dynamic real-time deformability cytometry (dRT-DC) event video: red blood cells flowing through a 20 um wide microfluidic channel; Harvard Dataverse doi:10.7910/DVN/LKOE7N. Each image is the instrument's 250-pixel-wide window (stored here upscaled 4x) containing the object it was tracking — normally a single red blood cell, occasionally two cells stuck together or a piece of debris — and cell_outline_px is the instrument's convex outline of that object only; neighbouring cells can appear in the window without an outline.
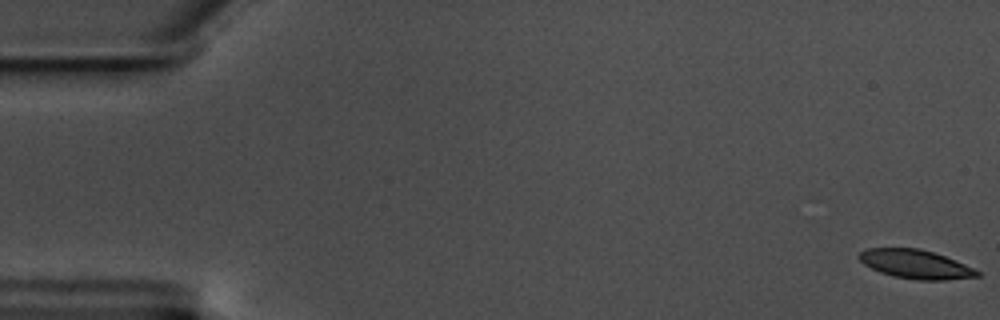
{"species": "common noctule bat (a hibernating species)", "species_latin": "Nyctalus noctula", "temperature_condition": "warm", "stored_images_in_passage": 59, "camera_frame_rate_fps": 3000, "um_per_image_px": 0.085, "animal": {"sex": "male", "body_mass_g": 17.5, "forearm_length_mm": 52.3}, "frame": {"image": 1, "passage_image": 1, "time_ms": 0.0, "image_size_px": [1000, 320], "cell_outline_px": [[980, 276], [944, 280], [916, 280], [892, 276], [880, 272], [864, 264], [856, 256], [860, 252], [868, 248], [920, 248], [944, 256], [964, 264], [980, 272]], "centroid_in_image_um": [77.79, 22.46], "position_along_channel_um": 7.2, "area_um2": 19.71}}
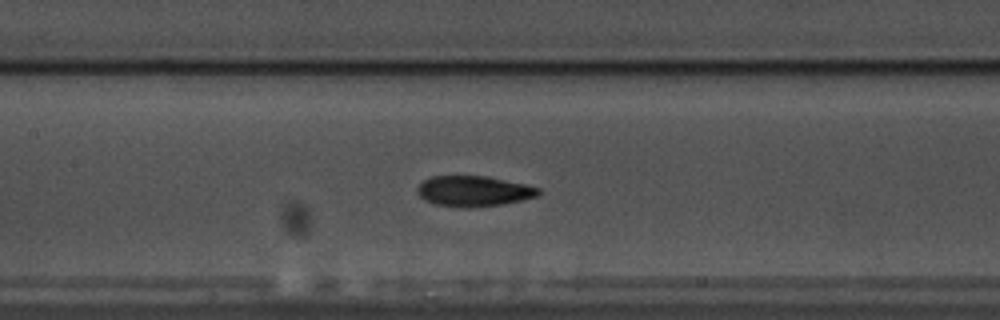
{"frame": {"image": 2, "passage_image": 28, "time_ms": 9.0, "image_size_px": [1000, 320], "cell_outline_px": [[540, 196], [504, 204], [468, 208], [432, 204], [424, 200], [416, 192], [416, 188], [424, 180], [432, 176], [488, 176], [524, 184], [540, 188]], "centroid_in_image_um": [40.26, 16.25], "position_along_channel_um": 167.1, "area_um2": 21.73}}
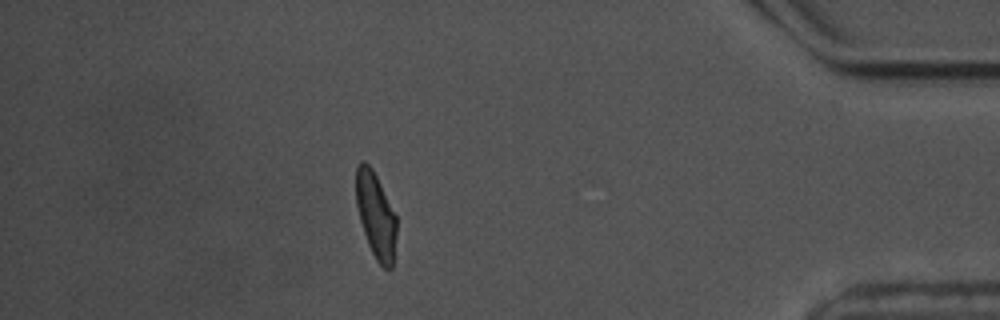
{"frame": {"image": 3, "passage_image": 52, "time_ms": 17.0, "image_size_px": [1000, 320], "cell_outline_px": [[396, 236], [392, 268], [384, 268], [376, 260], [368, 244], [360, 220], [356, 204], [356, 164], [360, 160], [364, 160], [372, 168], [396, 216]], "centroid_in_image_um": [31.93, 18.27], "position_along_channel_um": 403.3, "area_um2": 20.06}, "authors_computed_cell_mechanics": {"area_um2": 21.2704, "velocity_mm_per_s": 3.5178, "shape_relaxation_time_tau1_ms": 4.5851, "shape_relaxation_time_tau2_ms": 2.5979, "deformation_change_tau1": 0.1633, "deformation_change_tau2": 0.0852}}